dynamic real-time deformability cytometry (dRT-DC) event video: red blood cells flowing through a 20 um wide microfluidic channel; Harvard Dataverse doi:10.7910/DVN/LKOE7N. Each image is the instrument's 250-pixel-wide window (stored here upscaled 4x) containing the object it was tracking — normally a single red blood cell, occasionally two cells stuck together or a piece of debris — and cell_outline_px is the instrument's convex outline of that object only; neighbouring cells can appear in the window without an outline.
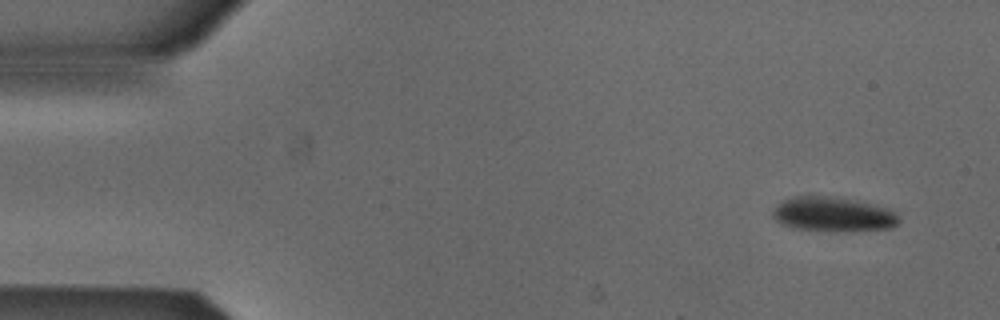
{"species": "Egyptian fruit bat (a non-hibernating species)", "species_latin": "Rousettus aegyptiacus", "temperature_condition": "cold", "stored_images_in_passage": 4, "camera_frame_rate_fps": 3000, "um_per_image_px": 0.085, "animal": {"sex": "male"}, "frame": {"image": 1, "passage_image": 1, "time_ms": 0.0, "image_size_px": [1000, 320], "cell_outline_px": [[900, 220], [896, 224], [888, 228], [836, 232], [796, 228], [784, 224], [776, 220], [772, 216], [772, 212], [784, 200], [796, 196], [832, 196], [856, 200], [888, 208], [896, 212]], "centroid_in_image_um": [70.85, 18.21], "position_along_channel_um": 14.2, "area_um2": 25.2}}
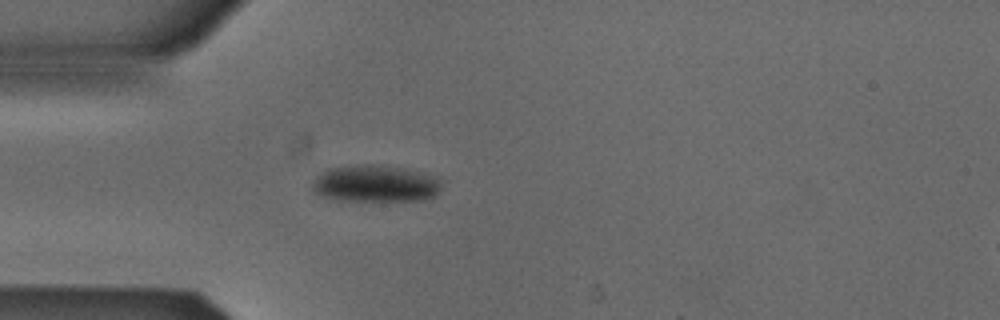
{"frame": {"image": 2, "passage_image": 4, "time_ms": 1.0, "image_size_px": [1000, 320], "cell_outline_px": [[440, 192], [424, 200], [336, 200], [320, 196], [312, 188], [312, 184], [316, 176], [328, 168], [364, 164], [372, 164], [404, 168], [440, 180]], "centroid_in_image_um": [31.84, 15.61], "position_along_channel_um": 53.2, "area_um2": 27.4}}